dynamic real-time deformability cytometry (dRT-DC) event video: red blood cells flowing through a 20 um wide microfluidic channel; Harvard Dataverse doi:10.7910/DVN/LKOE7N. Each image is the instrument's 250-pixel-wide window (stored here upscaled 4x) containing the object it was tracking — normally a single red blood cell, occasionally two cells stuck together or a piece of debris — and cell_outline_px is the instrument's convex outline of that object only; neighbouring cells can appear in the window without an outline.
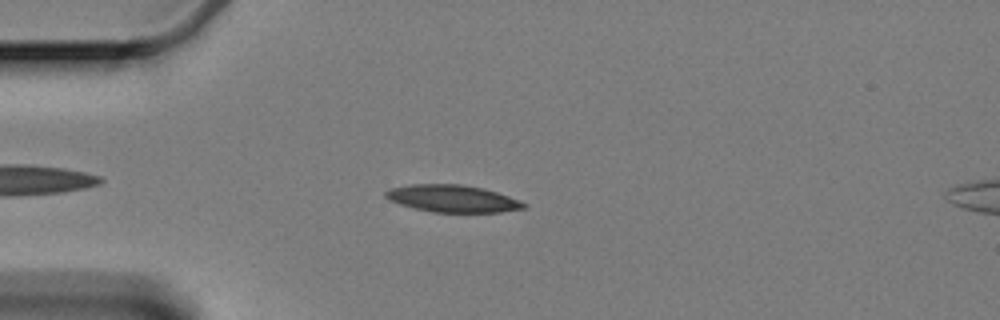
{"species": "Egyptian fruit bat (a non-hibernating species)", "species_latin": "Rousettus aegyptiacus", "temperature_condition": "cold", "stored_images_in_passage": 44, "camera_frame_rate_fps": 3000, "um_per_image_px": 0.085, "animal": {"sex": "female"}, "frame": {"image": 1, "passage_image": 7, "time_ms": 2.0, "image_size_px": [1000, 320], "cell_outline_px": [[528, 204], [524, 208], [500, 212], [432, 212], [400, 204], [388, 200], [384, 196], [384, 192], [392, 188], [412, 184], [460, 184], [480, 188], [496, 192], [520, 200]], "centroid_in_image_um": [38.45, 16.88], "position_along_channel_um": 46.5, "area_um2": 21.68}}
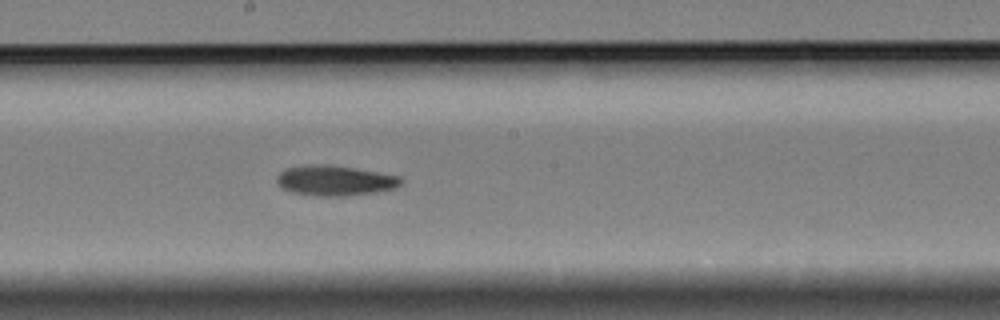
{"frame": {"image": 2, "passage_image": 24, "time_ms": 7.667, "image_size_px": [1000, 320], "cell_outline_px": [[404, 180], [396, 188], [376, 192], [344, 196], [312, 196], [288, 192], [280, 188], [276, 180], [276, 176], [280, 172], [288, 168], [316, 164], [328, 164], [400, 176]], "centroid_in_image_um": [28.43, 15.37], "position_along_channel_um": 219.8, "area_um2": 21.96}}
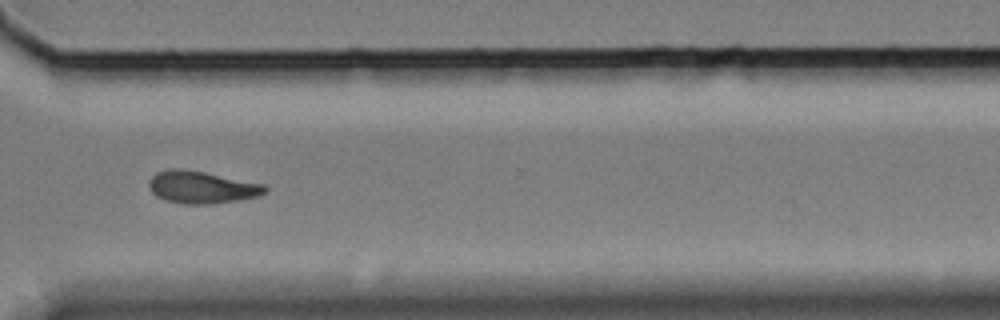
{"frame": {"image": 3, "passage_image": 36, "time_ms": 11.667, "image_size_px": [1000, 320], "cell_outline_px": [[268, 188], [264, 192], [256, 196], [236, 200], [208, 204], [184, 204], [164, 200], [156, 196], [152, 192], [148, 184], [148, 180], [156, 172], [168, 168], [180, 168], [204, 172], [264, 184]], "centroid_in_image_um": [17.07, 15.9], "position_along_channel_um": 353.5, "area_um2": 21.73}}